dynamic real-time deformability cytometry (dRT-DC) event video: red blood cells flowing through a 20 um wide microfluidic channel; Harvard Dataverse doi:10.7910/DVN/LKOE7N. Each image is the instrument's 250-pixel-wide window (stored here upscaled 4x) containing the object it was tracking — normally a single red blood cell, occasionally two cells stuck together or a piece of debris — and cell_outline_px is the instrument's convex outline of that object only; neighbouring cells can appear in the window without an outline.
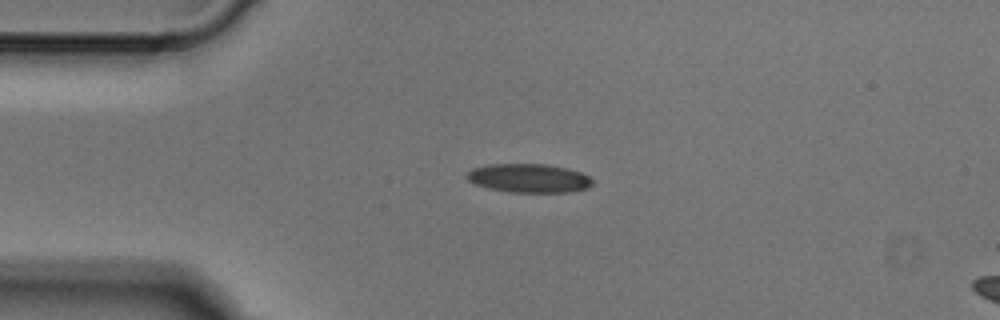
{"species": "Egyptian fruit bat (a non-hibernating species)", "species_latin": "Rousettus aegyptiacus", "temperature_condition": "cold", "stored_images_in_passage": 4, "camera_frame_rate_fps": 3000, "um_per_image_px": 0.085, "animal": {"sex": "male"}, "frame": {"image": 1, "passage_image": 2, "time_ms": 0.333, "image_size_px": [1000, 320], "cell_outline_px": [[592, 184], [588, 188], [568, 192], [512, 192], [492, 188], [476, 184], [468, 180], [464, 176], [472, 168], [488, 164], [544, 164], [568, 168], [580, 172], [588, 176], [592, 180]], "centroid_in_image_um": [44.95, 15.13], "position_along_channel_um": 40.0, "area_um2": 20.92}}